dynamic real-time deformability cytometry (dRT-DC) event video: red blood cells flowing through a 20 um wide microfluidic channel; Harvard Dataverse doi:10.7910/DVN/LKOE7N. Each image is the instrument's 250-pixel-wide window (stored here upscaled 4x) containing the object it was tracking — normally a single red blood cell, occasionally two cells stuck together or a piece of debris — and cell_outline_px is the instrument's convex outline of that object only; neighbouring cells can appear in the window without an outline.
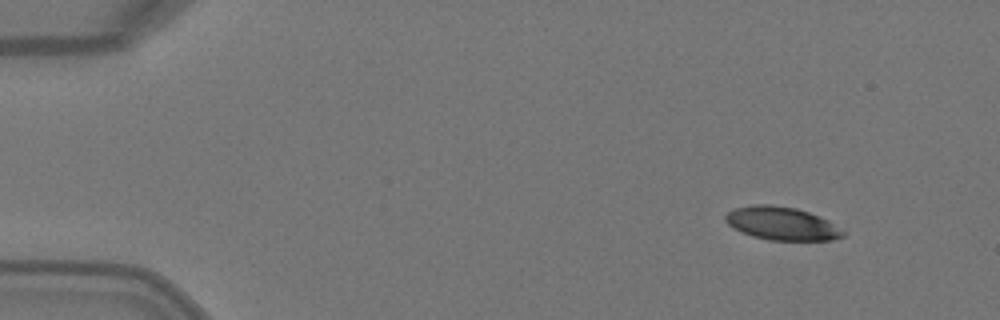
{"species": "Egyptian fruit bat (a non-hibernating species)", "species_latin": "Rousettus aegyptiacus", "temperature_condition": "warm", "stored_images_in_passage": 4, "camera_frame_rate_fps": 3000, "um_per_image_px": 0.085, "animal": {"sex": "female"}, "frame": {"image": 1, "passage_image": 1, "time_ms": 0.0, "image_size_px": [1000, 320], "cell_outline_px": [[844, 236], [832, 240], [772, 240], [752, 236], [728, 224], [724, 220], [724, 216], [728, 212], [736, 208], [752, 204], [772, 204], [796, 208], [808, 212], [828, 220], [844, 232]], "centroid_in_image_um": [66.44, 18.98], "position_along_channel_um": 18.6, "area_um2": 22.48}}
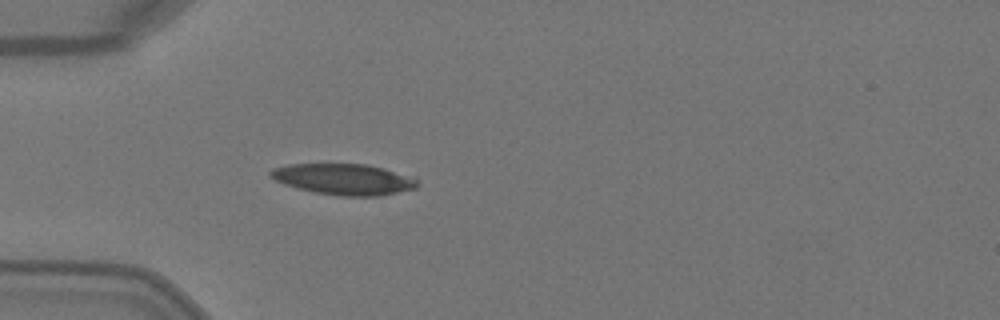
{"frame": {"image": 2, "passage_image": 4, "time_ms": 1.0, "image_size_px": [1000, 320], "cell_outline_px": [[420, 180], [416, 188], [380, 196], [344, 196], [316, 192], [296, 188], [284, 184], [268, 176], [268, 172], [272, 168], [288, 164], [364, 164], [384, 168], [416, 176]], "centroid_in_image_um": [29.26, 15.23], "position_along_channel_um": 55.7, "area_um2": 26.82}}